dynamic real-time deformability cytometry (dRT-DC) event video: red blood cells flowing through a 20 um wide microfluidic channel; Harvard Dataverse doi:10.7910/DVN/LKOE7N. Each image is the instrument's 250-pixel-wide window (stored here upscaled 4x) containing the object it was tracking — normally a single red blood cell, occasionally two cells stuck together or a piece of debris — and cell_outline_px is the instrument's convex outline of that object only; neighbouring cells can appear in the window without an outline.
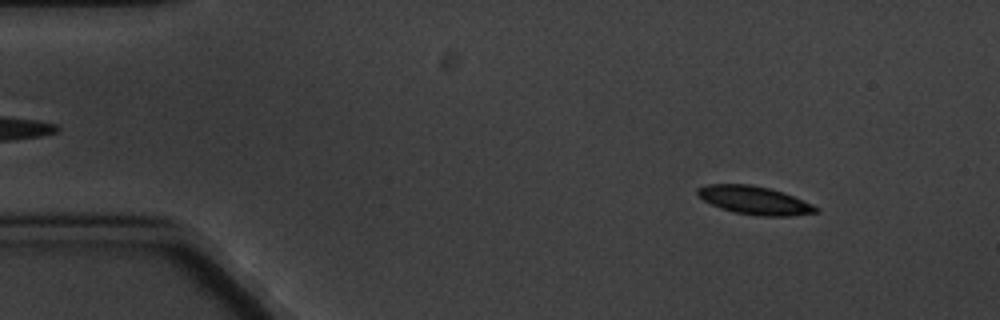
{"species": "common noctule bat (a hibernating species)", "species_latin": "Nyctalus noctula", "temperature_condition": "cold", "stored_images_in_passage": 7, "camera_frame_rate_fps": 3000, "um_per_image_px": 0.085, "animal": {"sex": "male", "body_mass_g": 20.1, "forearm_length_mm": 53.5}, "frame": {"image": 1, "passage_image": 3, "time_ms": 2.333, "image_size_px": [1000, 320], "cell_outline_px": [[820, 212], [792, 216], [756, 216], [736, 212], [720, 208], [696, 196], [696, 188], [708, 184], [748, 184], [768, 188], [792, 196], [812, 204], [820, 208]], "centroid_in_image_um": [64.12, 17.03], "position_along_channel_um": 20.9, "area_um2": 19.42}}
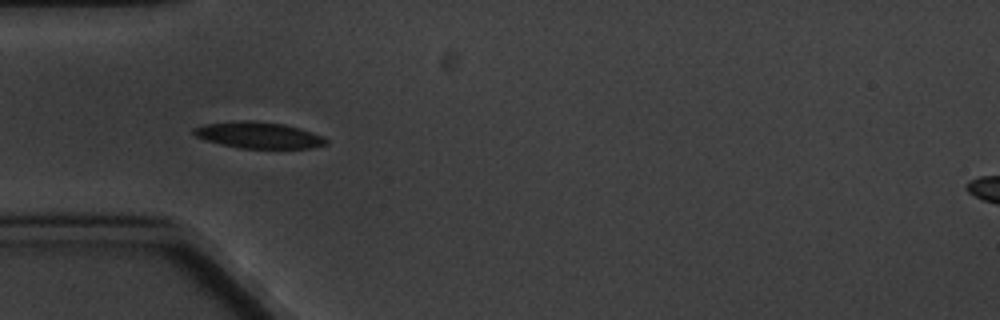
{"frame": {"image": 2, "passage_image": 6, "time_ms": 6.0, "image_size_px": [1000, 320], "cell_outline_px": [[328, 144], [312, 148], [240, 148], [220, 144], [204, 140], [196, 136], [192, 132], [192, 128], [204, 124], [232, 120], [256, 120], [284, 124], [300, 128], [324, 136], [328, 140]], "centroid_in_image_um": [21.97, 11.47], "position_along_channel_um": 63.0, "area_um2": 20.69}}